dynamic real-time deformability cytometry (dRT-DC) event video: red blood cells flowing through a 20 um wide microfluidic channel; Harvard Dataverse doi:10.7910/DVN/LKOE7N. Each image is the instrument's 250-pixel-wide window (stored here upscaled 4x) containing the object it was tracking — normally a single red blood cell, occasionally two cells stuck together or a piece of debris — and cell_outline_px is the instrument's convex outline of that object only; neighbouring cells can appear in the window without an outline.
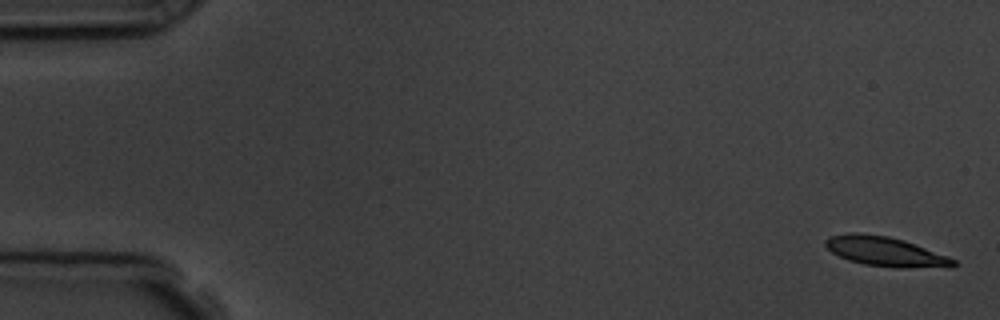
{"species": "common noctule bat (a hibernating species)", "species_latin": "Nyctalus noctula", "temperature_condition": "room temperature", "stored_images_in_passage": 5, "segment_of_instrument_passage": [1, 2], "camera_frame_rate_fps": 3000, "um_per_image_px": 0.085, "animal": {"sex": "male", "body_mass_g": 19.5, "forearm_length_mm": 54.6}, "frame": {"image": 1, "passage_image": 1, "time_ms": 0.0, "image_size_px": [1000, 320], "cell_outline_px": [[960, 264], [952, 268], [896, 268], [864, 264], [848, 260], [832, 252], [824, 244], [824, 240], [828, 236], [848, 232], [860, 232], [888, 236], [904, 240], [948, 256], [956, 260]], "centroid_in_image_um": [75.31, 21.39], "position_along_channel_um": 9.7, "area_um2": 22.54}}
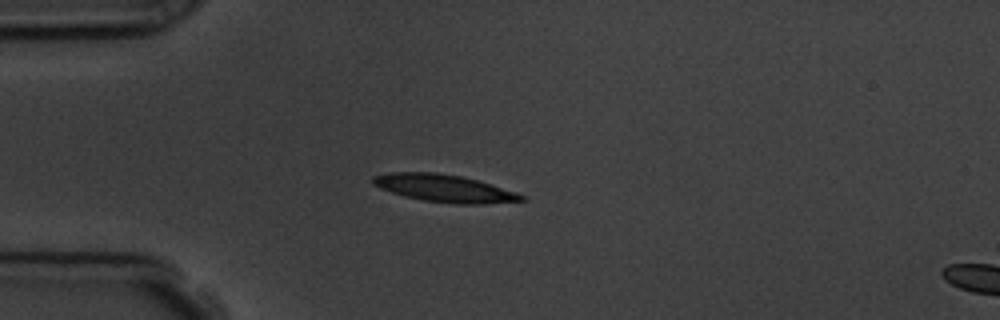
{"frame": {"image": 2, "passage_image": 4, "time_ms": 4.333, "image_size_px": [1000, 320], "cell_outline_px": [[528, 200], [484, 204], [456, 204], [424, 200], [404, 196], [380, 188], [372, 184], [372, 176], [392, 172], [432, 172], [460, 176], [476, 180], [516, 192], [524, 196]], "centroid_in_image_um": [37.75, 16.01], "position_along_channel_um": 47.2, "area_um2": 23.52}}